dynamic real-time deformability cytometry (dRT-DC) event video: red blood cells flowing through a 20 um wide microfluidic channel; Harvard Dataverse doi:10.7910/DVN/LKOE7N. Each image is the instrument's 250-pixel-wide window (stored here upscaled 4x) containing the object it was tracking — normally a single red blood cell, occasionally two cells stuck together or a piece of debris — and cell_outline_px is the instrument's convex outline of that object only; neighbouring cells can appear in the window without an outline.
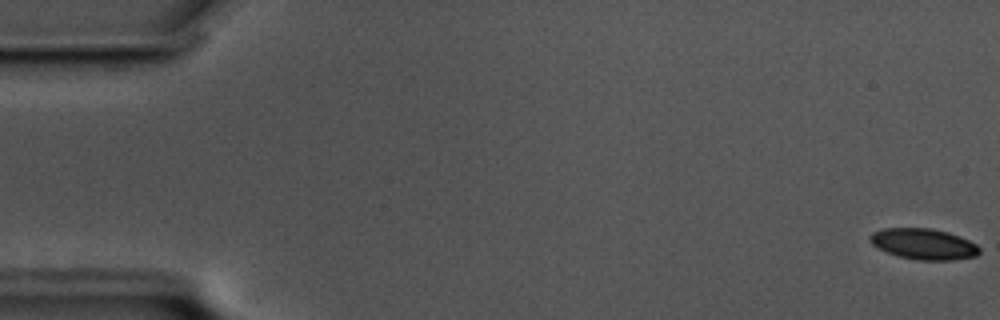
{"species": "common noctule bat (a hibernating species)", "species_latin": "Nyctalus noctula", "temperature_condition": "cold", "stored_images_in_passage": 59, "camera_frame_rate_fps": 3000, "um_per_image_px": 0.085, "animal": {"sex": "male", "body_mass_g": 17.5, "forearm_length_mm": 52.3}, "frame": {"image": 1, "passage_image": 1, "time_ms": 0.0, "image_size_px": [1000, 320], "cell_outline_px": [[980, 252], [976, 256], [952, 260], [916, 260], [900, 256], [888, 252], [872, 244], [868, 236], [872, 232], [884, 228], [932, 228], [948, 232], [960, 236], [976, 244], [980, 248]], "centroid_in_image_um": [78.52, 20.73], "position_along_channel_um": 6.5, "area_um2": 19.65}}
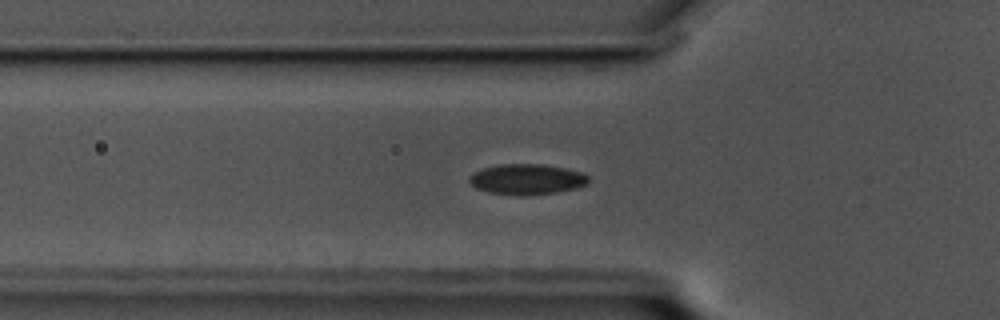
{"frame": {"image": 2, "passage_image": 20, "time_ms": 6.333, "image_size_px": [1000, 320], "cell_outline_px": [[588, 184], [576, 188], [556, 192], [524, 196], [520, 196], [488, 192], [476, 188], [468, 180], [468, 176], [472, 172], [484, 168], [500, 164], [544, 164], [564, 168], [580, 172], [588, 176]], "centroid_in_image_um": [44.75, 15.24], "position_along_channel_um": 81.0, "area_um2": 21.27}}
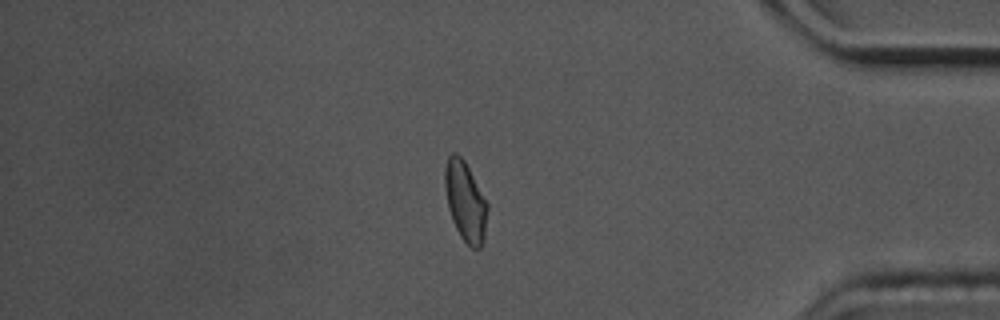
{"frame": {"image": 3, "passage_image": 50, "time_ms": 16.333, "image_size_px": [1000, 320], "cell_outline_px": [[488, 208], [484, 236], [480, 248], [472, 248], [460, 236], [452, 220], [448, 208], [444, 188], [444, 168], [448, 156], [452, 152], [456, 152], [464, 160], [488, 204]], "centroid_in_image_um": [39.53, 17.09], "position_along_channel_um": 395.7, "area_um2": 19.71}, "authors_computed_cell_mechanics": {"area_um2": 20.0566, "velocity_mm_per_s": 3.464, "shape_relaxation_time_tau1_ms": 3.1372, "shape_relaxation_time_tau2_ms": 3.0279, "deformation_change_tau1": 0.08, "deformation_change_tau2": 0.0646}}